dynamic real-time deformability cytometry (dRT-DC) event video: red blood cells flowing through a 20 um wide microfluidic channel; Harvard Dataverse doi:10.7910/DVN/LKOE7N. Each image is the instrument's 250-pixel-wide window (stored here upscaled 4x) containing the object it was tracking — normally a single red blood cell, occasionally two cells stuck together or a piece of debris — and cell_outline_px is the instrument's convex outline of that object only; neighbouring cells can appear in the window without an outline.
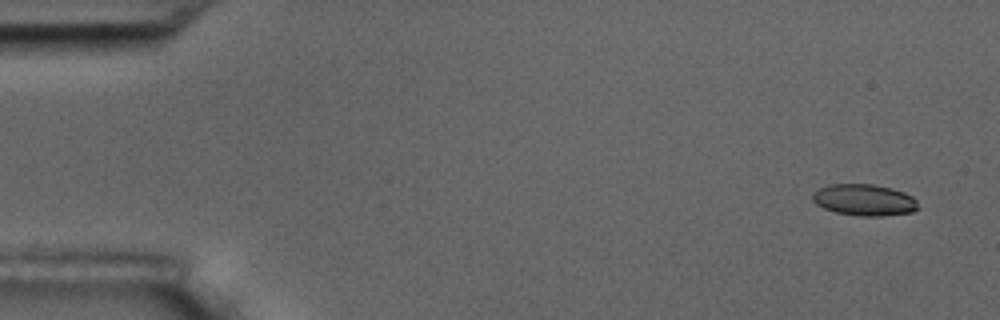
{"species": "common noctule bat (a hibernating species)", "species_latin": "Nyctalus noctula", "temperature_condition": "room temperature", "stored_images_in_passage": 5, "camera_frame_rate_fps": 3000, "um_per_image_px": 0.085, "animal": {"sex": "male", "body_mass_g": 17.5, "forearm_length_mm": 52.3}, "frame": {"image": 1, "passage_image": 1, "time_ms": 0.0, "image_size_px": [1000, 320], "cell_outline_px": [[920, 208], [912, 212], [880, 216], [860, 216], [836, 212], [824, 208], [816, 204], [812, 200], [812, 192], [828, 184], [872, 184], [892, 188], [904, 192], [912, 196], [916, 200]], "centroid_in_image_um": [73.46, 16.99], "position_along_channel_um": 11.5, "area_um2": 19.48}}
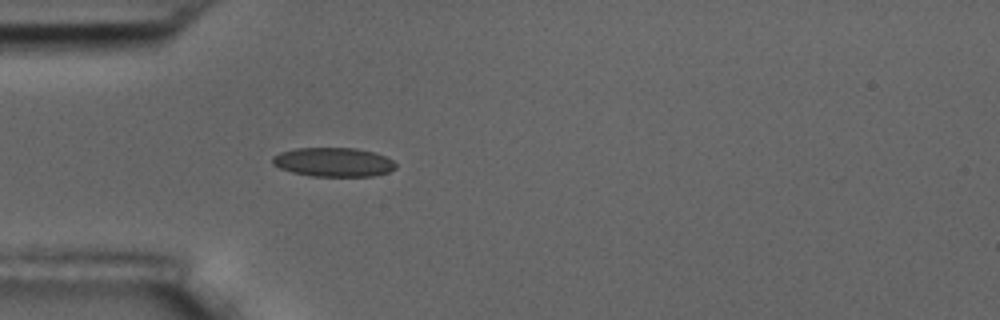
{"frame": {"image": 2, "passage_image": 5, "time_ms": 4.667, "image_size_px": [1000, 320], "cell_outline_px": [[396, 168], [388, 172], [372, 176], [312, 176], [292, 172], [280, 168], [272, 164], [272, 156], [280, 152], [296, 148], [356, 148], [372, 152], [384, 156], [392, 160], [396, 164]], "centroid_in_image_um": [28.32, 13.78], "position_along_channel_um": 56.7, "area_um2": 20.81}}